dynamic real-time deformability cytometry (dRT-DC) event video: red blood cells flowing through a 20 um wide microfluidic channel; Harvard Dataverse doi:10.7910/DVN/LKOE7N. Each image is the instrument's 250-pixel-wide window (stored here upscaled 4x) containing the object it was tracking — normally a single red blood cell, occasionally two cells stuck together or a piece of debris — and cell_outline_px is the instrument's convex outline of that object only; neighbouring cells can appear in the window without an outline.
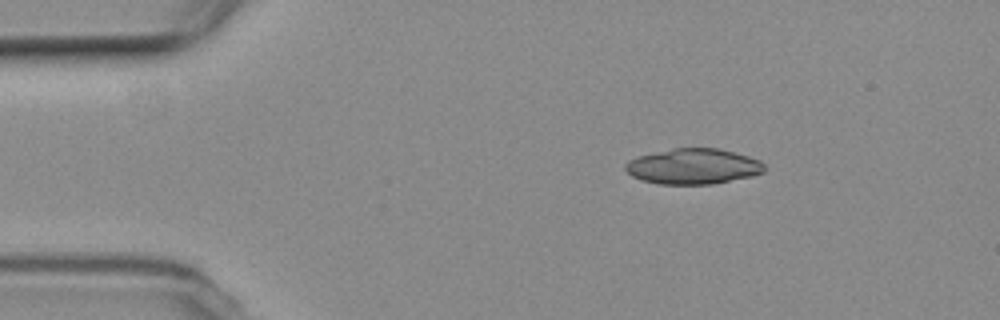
{"species": "common noctule bat (a hibernating species)", "species_latin": "Nyctalus noctula", "temperature_condition": "room temperature", "stored_images_in_passage": 3, "camera_frame_rate_fps": 3000, "um_per_image_px": 0.085, "animal": {"sex": "female", "body_mass_g": 19.3, "forearm_length_mm": 54.1}, "frame": {"image": 1, "passage_image": 1, "time_ms": 0.0, "image_size_px": [1000, 320], "cell_outline_px": [[768, 168], [764, 172], [752, 176], [712, 184], [656, 184], [640, 180], [632, 176], [624, 168], [624, 164], [628, 160], [636, 156], [672, 148], [720, 148], [748, 156], [760, 160]], "centroid_in_image_um": [58.91, 14.14], "position_along_channel_um": 26.1, "area_um2": 29.13}}